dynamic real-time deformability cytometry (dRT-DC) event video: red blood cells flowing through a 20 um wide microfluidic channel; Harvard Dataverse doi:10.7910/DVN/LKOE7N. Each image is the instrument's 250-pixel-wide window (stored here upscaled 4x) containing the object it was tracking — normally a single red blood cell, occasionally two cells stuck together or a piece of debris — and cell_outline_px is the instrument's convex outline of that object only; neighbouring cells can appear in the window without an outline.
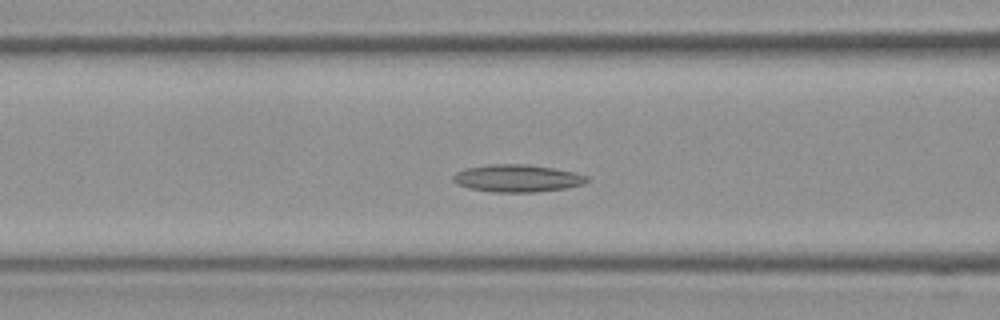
{"species": "Egyptian fruit bat (a non-hibernating species)", "species_latin": "Rousettus aegyptiacus", "temperature_condition": "room temperature", "stored_images_in_passage": 33, "camera_frame_rate_fps": 3000, "um_per_image_px": 0.085, "frame": {"image": 1, "passage_image": 12, "time_ms": 3.667, "image_size_px": [1000, 320], "cell_outline_px": [[588, 180], [584, 184], [564, 188], [536, 192], [492, 192], [468, 188], [452, 180], [452, 176], [456, 172], [464, 168], [492, 164], [528, 164], [576, 172], [588, 176]], "centroid_in_image_um": [43.96, 15.15], "position_along_channel_um": 122.6, "area_um2": 21.39}}
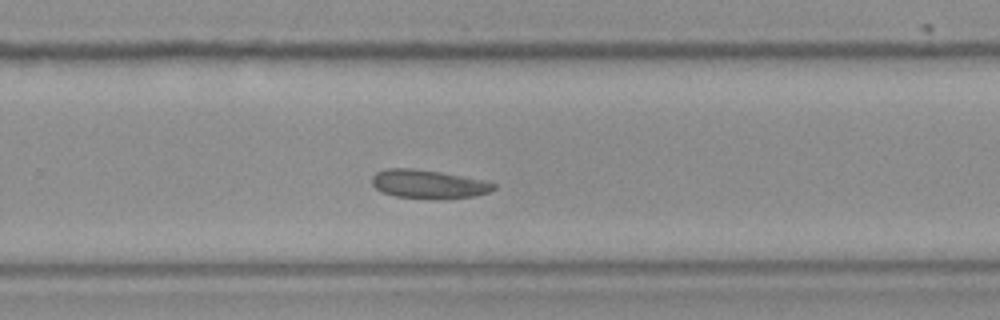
{"frame": {"image": 2, "passage_image": 21, "time_ms": 6.667, "image_size_px": [1000, 320], "cell_outline_px": [[496, 188], [488, 192], [476, 196], [440, 200], [396, 196], [384, 192], [376, 188], [372, 184], [372, 176], [376, 172], [388, 168], [412, 168], [440, 172], [480, 180], [496, 184]], "centroid_in_image_um": [36.4, 15.66], "position_along_channel_um": 293.4, "area_um2": 20.23}}
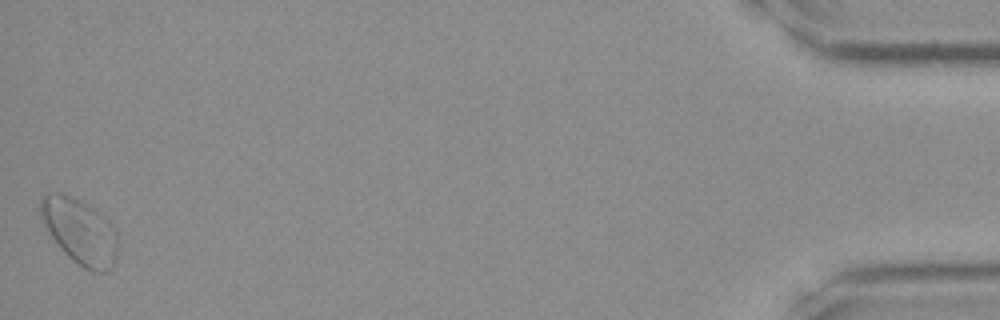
{"frame": {"image": 3, "passage_image": 33, "time_ms": 10.667, "image_size_px": [1000, 320], "cell_outline_px": [[116, 260], [112, 268], [108, 272], [92, 272], [84, 268], [72, 260], [60, 248], [52, 236], [40, 216], [40, 200], [48, 192], [60, 192], [80, 200], [100, 212], [112, 224], [116, 232]], "centroid_in_image_um": [6.8, 19.67], "position_along_channel_um": 428.4, "area_um2": 29.42}}